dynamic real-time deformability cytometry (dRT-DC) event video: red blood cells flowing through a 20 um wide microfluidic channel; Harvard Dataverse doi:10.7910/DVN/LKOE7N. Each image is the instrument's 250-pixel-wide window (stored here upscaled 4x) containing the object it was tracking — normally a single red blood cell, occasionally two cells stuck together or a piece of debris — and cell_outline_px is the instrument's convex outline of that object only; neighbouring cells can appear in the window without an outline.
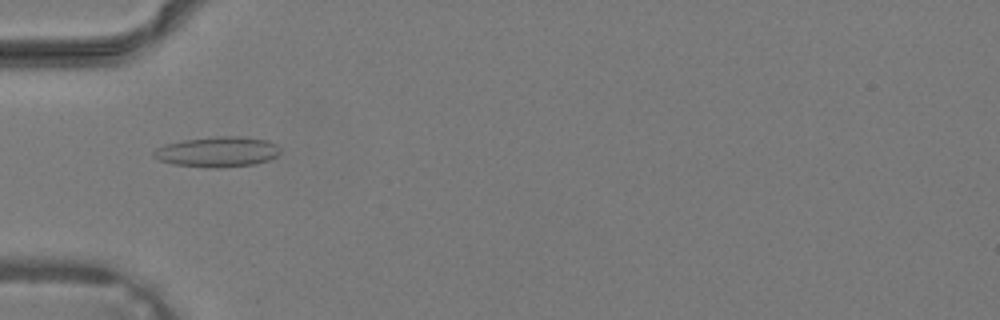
{"species": "common noctule bat (a hibernating species)", "species_latin": "Nyctalus noctula", "temperature_condition": "warm", "stored_images_in_passage": 31, "camera_frame_rate_fps": 3000, "um_per_image_px": 0.085, "animal": {"sex": "male", "body_mass_g": 19.2, "forearm_length_mm": 51.8}, "frame": {"image": 1, "passage_image": 5, "time_ms": 1.333, "image_size_px": [1000, 320], "cell_outline_px": [[280, 152], [276, 156], [268, 160], [256, 164], [224, 168], [216, 168], [172, 164], [160, 160], [152, 156], [152, 152], [156, 148], [164, 144], [184, 140], [216, 136], [244, 136], [268, 140], [276, 144], [280, 148]], "centroid_in_image_um": [18.5, 12.9], "position_along_channel_um": 66.5, "area_um2": 22.6}}
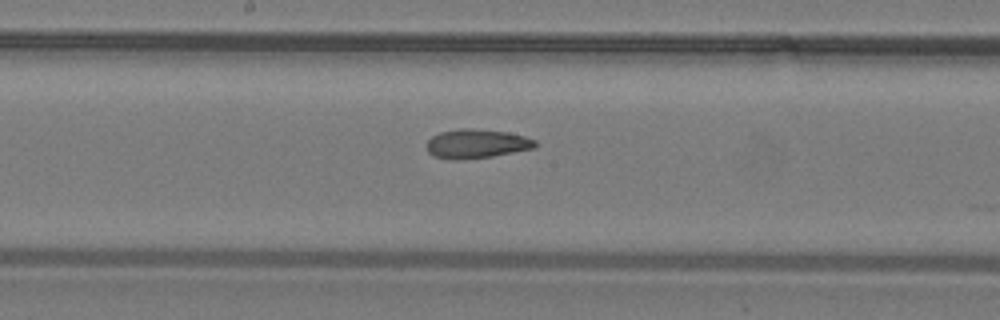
{"frame": {"image": 2, "passage_image": 13, "time_ms": 4.0, "image_size_px": [1000, 320], "cell_outline_px": [[536, 148], [492, 156], [460, 160], [452, 160], [432, 156], [428, 152], [428, 140], [432, 136], [440, 132], [460, 128], [472, 128], [508, 132], [524, 136], [536, 140]], "centroid_in_image_um": [40.51, 12.22], "position_along_channel_um": 207.7, "area_um2": 18.5}}
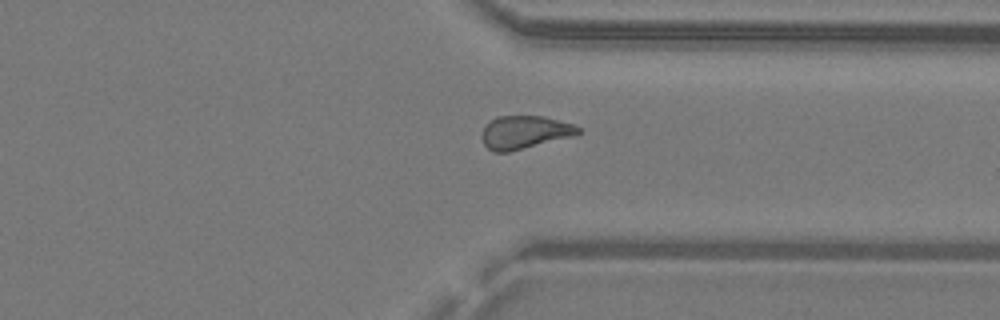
{"frame": {"image": 3, "passage_image": 22, "time_ms": 7.0, "image_size_px": [1000, 320], "cell_outline_px": [[580, 132], [572, 136], [508, 152], [492, 152], [484, 144], [480, 136], [484, 128], [496, 116], [544, 116], [572, 124], [580, 128]], "centroid_in_image_um": [44.55, 11.24], "position_along_channel_um": 366.8, "area_um2": 18.32}}